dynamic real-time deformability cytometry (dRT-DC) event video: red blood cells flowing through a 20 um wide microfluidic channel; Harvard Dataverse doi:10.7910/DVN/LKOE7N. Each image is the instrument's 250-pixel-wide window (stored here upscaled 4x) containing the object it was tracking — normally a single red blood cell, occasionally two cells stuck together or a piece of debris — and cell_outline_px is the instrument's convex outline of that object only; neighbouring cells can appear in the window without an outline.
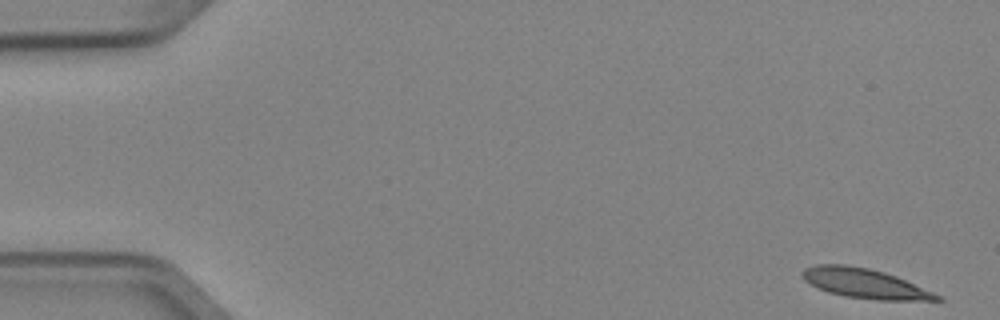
{"species": "Egyptian fruit bat (a non-hibernating species)", "species_latin": "Rousettus aegyptiacus", "temperature_condition": "cold", "stored_images_in_passage": 7, "camera_frame_rate_fps": 3000, "um_per_image_px": 0.085, "animal": {"sex": "female"}, "frame": {"image": 1, "passage_image": 1, "time_ms": 0.0, "image_size_px": [1000, 320], "cell_outline_px": [[944, 300], [876, 300], [844, 296], [828, 292], [804, 280], [800, 272], [804, 268], [816, 264], [844, 264], [868, 268], [884, 272], [896, 276], [932, 292], [940, 296]], "centroid_in_image_um": [73.45, 24.08], "position_along_channel_um": 11.5, "area_um2": 23.0}}
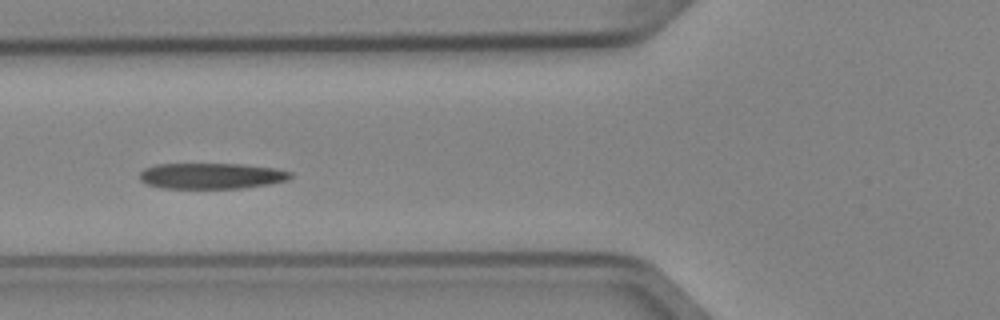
{"frame": {"image": 2, "passage_image": 6, "time_ms": 1.667, "image_size_px": [1000, 320], "cell_outline_px": [[292, 176], [288, 180], [268, 184], [240, 188], [160, 188], [148, 184], [140, 180], [140, 172], [144, 168], [156, 164], [244, 164], [276, 168], [292, 172]], "centroid_in_image_um": [17.98, 14.94], "position_along_channel_um": 107.8, "area_um2": 22.77}}
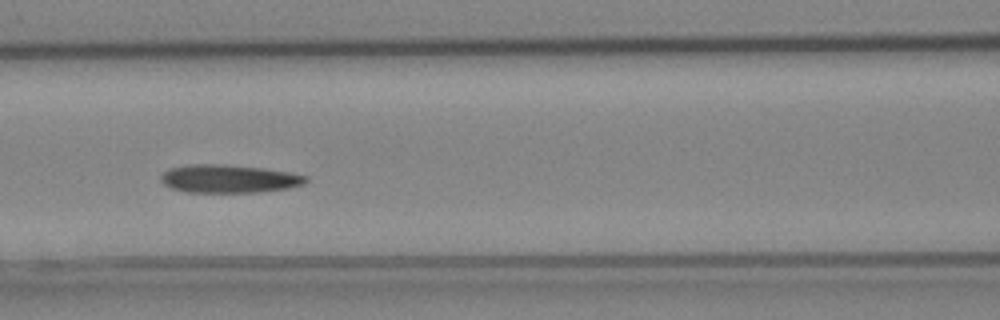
{"frame": {"image": 3, "passage_image": 7, "time_ms": 2.0, "image_size_px": [1000, 320], "cell_outline_px": [[308, 180], [304, 184], [288, 188], [260, 192], [184, 192], [172, 188], [164, 184], [160, 180], [160, 176], [168, 168], [188, 164], [224, 164], [264, 168], [288, 172], [308, 176]], "centroid_in_image_um": [19.44, 15.19], "position_along_channel_um": 147.2, "area_um2": 23.93}}